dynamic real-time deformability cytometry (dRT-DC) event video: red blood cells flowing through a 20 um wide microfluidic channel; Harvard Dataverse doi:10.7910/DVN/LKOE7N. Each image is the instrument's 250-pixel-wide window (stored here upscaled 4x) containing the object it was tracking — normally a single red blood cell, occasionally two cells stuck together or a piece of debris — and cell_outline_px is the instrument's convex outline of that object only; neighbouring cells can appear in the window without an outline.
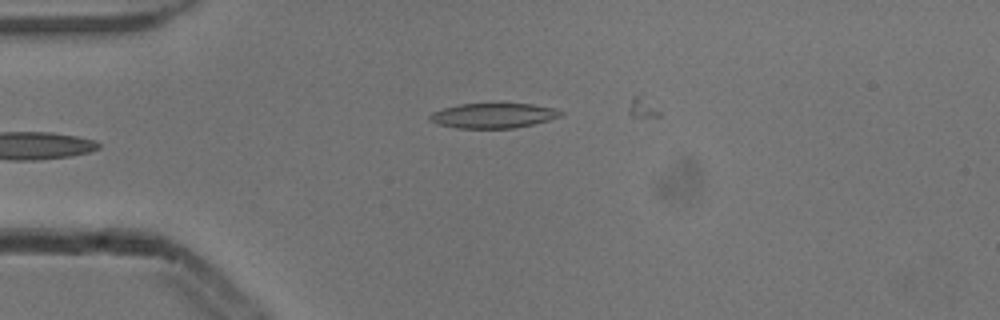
{"species": "common noctule bat (a hibernating species)", "species_latin": "Nyctalus noctula", "temperature_condition": "cold", "stored_images_in_passage": 5, "camera_frame_rate_fps": 3000, "um_per_image_px": 0.085, "animal": {"sex": "male", "body_mass_g": 13.3}, "frame": {"image": 1, "passage_image": 5, "time_ms": 1.333, "image_size_px": [1000, 320], "cell_outline_px": [[564, 112], [560, 116], [548, 120], [532, 124], [512, 128], [456, 128], [440, 124], [428, 120], [428, 116], [432, 112], [444, 108], [460, 104], [532, 104], [556, 108]], "centroid_in_image_um": [41.92, 9.82], "position_along_channel_um": 43.1, "area_um2": 18.84}}